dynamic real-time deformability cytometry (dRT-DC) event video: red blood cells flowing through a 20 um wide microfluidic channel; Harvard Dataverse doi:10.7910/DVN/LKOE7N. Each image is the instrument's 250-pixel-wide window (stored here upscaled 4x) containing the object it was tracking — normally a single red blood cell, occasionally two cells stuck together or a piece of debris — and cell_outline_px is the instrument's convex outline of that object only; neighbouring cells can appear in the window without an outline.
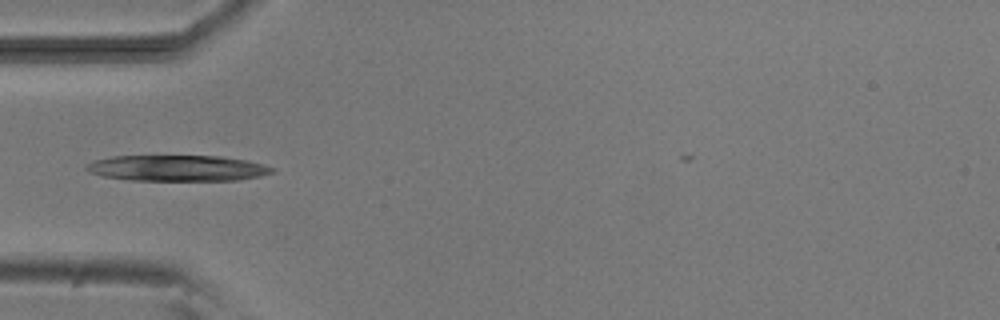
{"species": "common noctule bat (a hibernating species)", "species_latin": "Nyctalus noctula", "temperature_condition": "room temperature", "stored_images_in_passage": 6, "camera_frame_rate_fps": 3000, "um_per_image_px": 0.085, "animal": {"sex": "male", "body_mass_g": 20.5, "forearm_length_mm": 52.5}, "frame": {"image": 1, "passage_image": 5, "time_ms": 4.667, "image_size_px": [1000, 320], "cell_outline_px": [[276, 168], [272, 172], [260, 176], [240, 180], [132, 180], [104, 176], [88, 172], [84, 168], [92, 160], [112, 156], [220, 156], [248, 160], [264, 164]], "centroid_in_image_um": [15.09, 14.28], "position_along_channel_um": 69.9, "area_um2": 28.09}}
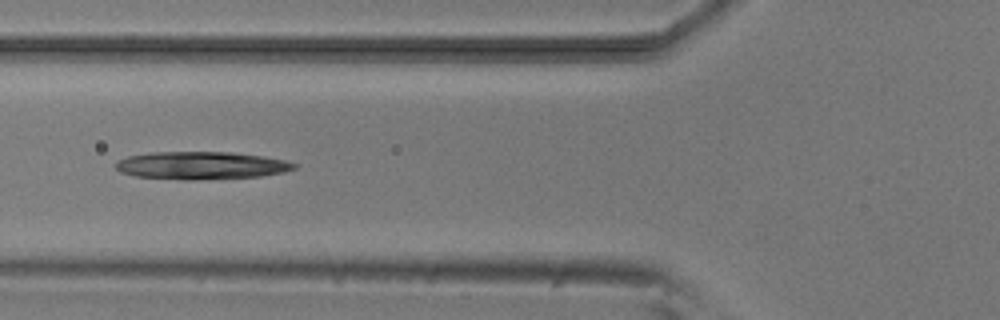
{"frame": {"image": 2, "passage_image": 6, "time_ms": 5.667, "image_size_px": [1000, 320], "cell_outline_px": [[296, 168], [284, 172], [260, 176], [192, 180], [184, 180], [136, 176], [120, 172], [116, 168], [116, 160], [128, 156], [152, 152], [232, 152], [264, 156], [284, 160], [296, 164]], "centroid_in_image_um": [17.09, 14.06], "position_along_channel_um": 108.7, "area_um2": 28.78}}